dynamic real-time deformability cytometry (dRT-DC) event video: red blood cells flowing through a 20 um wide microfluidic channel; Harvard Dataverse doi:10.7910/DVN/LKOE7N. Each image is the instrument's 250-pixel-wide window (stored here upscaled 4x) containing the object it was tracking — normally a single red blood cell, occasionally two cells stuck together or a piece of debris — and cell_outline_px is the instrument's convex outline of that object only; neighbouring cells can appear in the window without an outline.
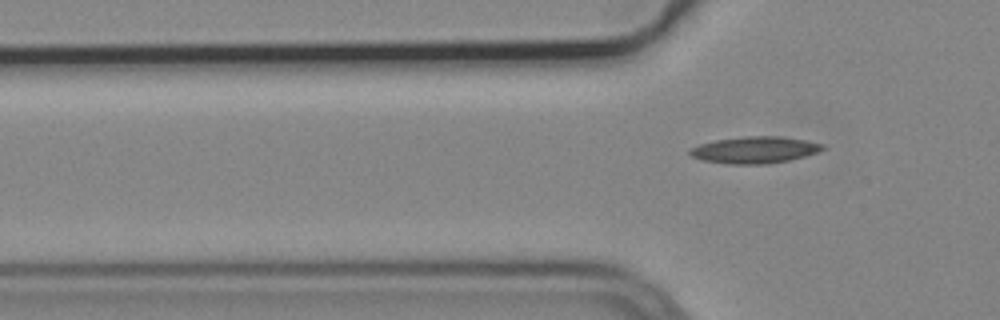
{"species": "common noctule bat (a hibernating species)", "species_latin": "Nyctalus noctula", "temperature_condition": "cold", "stored_images_in_passage": 6, "camera_frame_rate_fps": 3000, "um_per_image_px": 0.085, "animal": {"sex": "male", "body_mass_g": 19.2, "forearm_length_mm": 51.8}, "frame": {"image": 1, "passage_image": 5, "time_ms": 1.333, "image_size_px": [1000, 320], "cell_outline_px": [[824, 148], [816, 152], [804, 156], [788, 160], [768, 164], [724, 164], [704, 160], [692, 156], [688, 152], [692, 148], [700, 144], [716, 140], [744, 136], [780, 136], [804, 140], [824, 144]], "centroid_in_image_um": [64.14, 12.74], "position_along_channel_um": 61.7, "area_um2": 20.46}}
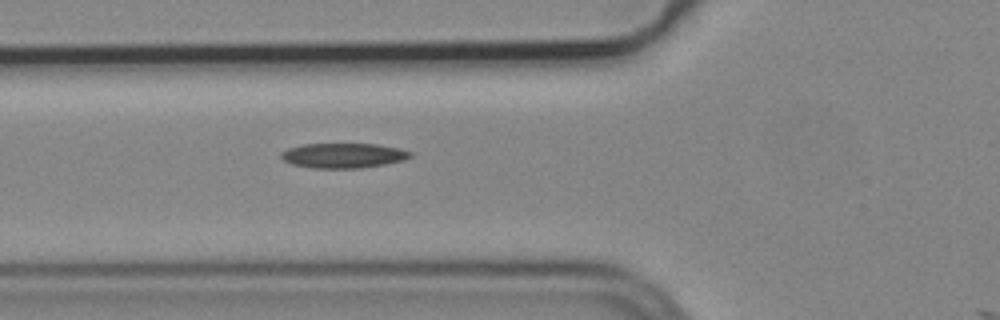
{"frame": {"image": 2, "passage_image": 6, "time_ms": 1.667, "image_size_px": [1000, 320], "cell_outline_px": [[412, 156], [404, 160], [384, 164], [360, 168], [312, 168], [292, 164], [284, 160], [280, 156], [280, 152], [288, 148], [304, 144], [376, 144], [400, 148], [412, 152]], "centroid_in_image_um": [29.18, 13.22], "position_along_channel_um": 96.6, "area_um2": 18.73}}